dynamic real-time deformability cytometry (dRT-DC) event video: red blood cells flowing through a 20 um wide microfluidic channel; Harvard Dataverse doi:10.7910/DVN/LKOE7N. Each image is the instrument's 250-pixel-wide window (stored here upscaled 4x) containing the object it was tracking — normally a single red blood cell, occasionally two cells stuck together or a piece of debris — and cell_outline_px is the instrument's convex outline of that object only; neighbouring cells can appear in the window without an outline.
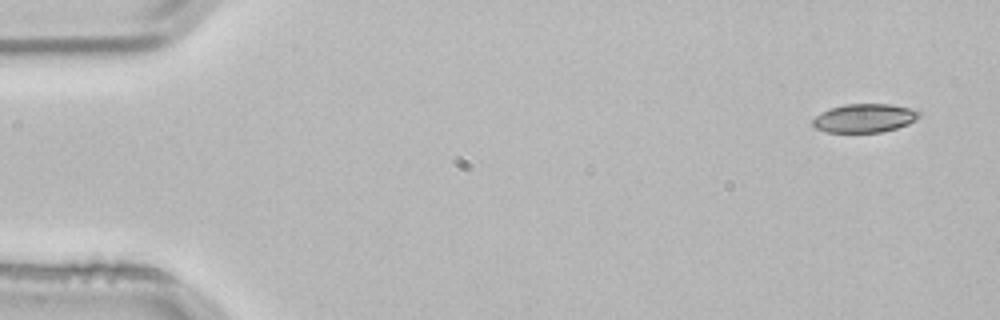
{"species": "common noctule bat (a hibernating species)", "species_latin": "Nyctalus noctula", "temperature_condition": "room temperature", "stored_images_in_passage": 3, "camera_frame_rate_fps": 3000, "um_per_image_px": 0.085, "animal": {"sex": "male", "body_mass_g": 21.5, "forearm_length_mm": 52.0}, "frame": {"image": 1, "passage_image": 1, "time_ms": 0.0, "image_size_px": [1000, 320], "cell_outline_px": [[920, 116], [916, 120], [908, 124], [896, 128], [880, 132], [828, 132], [816, 128], [812, 124], [812, 120], [820, 112], [832, 108], [848, 104], [888, 104], [908, 108], [920, 112]], "centroid_in_image_um": [73.47, 10.04], "position_along_channel_um": 11.5, "area_um2": 17.51}}
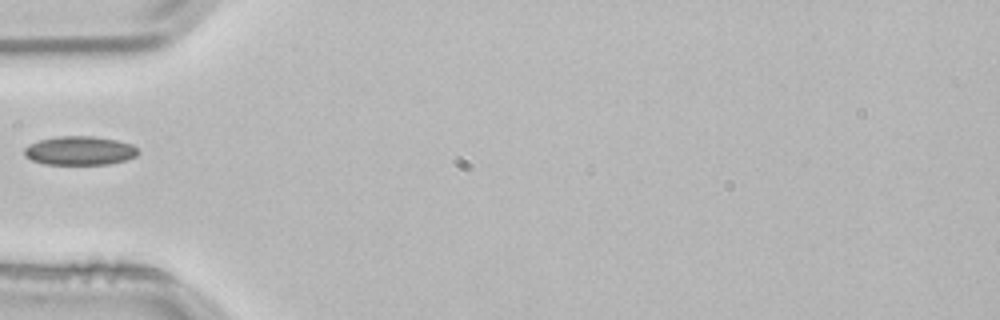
{"frame": {"image": 2, "passage_image": 3, "time_ms": 0.667, "image_size_px": [1000, 320], "cell_outline_px": [[140, 152], [136, 156], [124, 160], [108, 164], [44, 164], [32, 160], [24, 156], [24, 148], [28, 144], [40, 140], [60, 136], [92, 136], [116, 140], [132, 144]], "centroid_in_image_um": [6.76, 12.8], "position_along_channel_um": 78.2, "area_um2": 19.07}}